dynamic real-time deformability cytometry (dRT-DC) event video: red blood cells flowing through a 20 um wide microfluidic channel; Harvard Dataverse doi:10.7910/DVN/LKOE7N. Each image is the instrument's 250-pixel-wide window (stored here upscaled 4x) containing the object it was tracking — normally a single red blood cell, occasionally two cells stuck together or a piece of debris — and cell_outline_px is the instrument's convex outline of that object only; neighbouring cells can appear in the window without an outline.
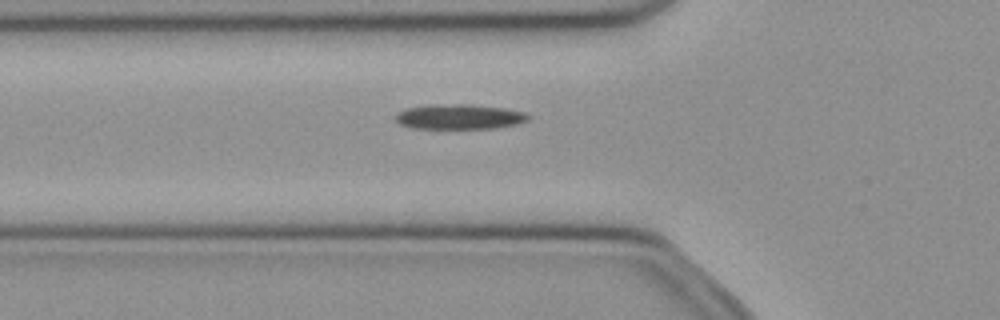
{"species": "common noctule bat (a hibernating species)", "species_latin": "Nyctalus noctula", "temperature_condition": "cold", "stored_images_in_passage": 48, "camera_frame_rate_fps": 3000, "um_per_image_px": 0.085, "animal": {"sex": "female", "body_mass_g": 21.9}, "frame": {"image": 1, "passage_image": 15, "time_ms": 4.667, "image_size_px": [1000, 320], "cell_outline_px": [[532, 116], [528, 120], [516, 124], [496, 128], [412, 128], [400, 124], [396, 120], [396, 112], [408, 108], [456, 104], [468, 104], [504, 108], [524, 112]], "centroid_in_image_um": [39.1, 9.93], "position_along_channel_um": 86.7, "area_um2": 18.96}}
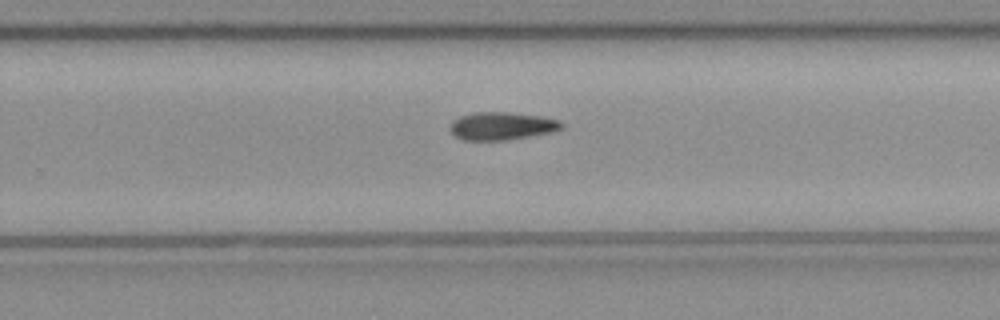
{"frame": {"image": 2, "passage_image": 30, "time_ms": 9.667, "image_size_px": [1000, 320], "cell_outline_px": [[564, 128], [552, 132], [508, 140], [464, 140], [456, 136], [448, 128], [452, 120], [460, 116], [476, 112], [508, 112], [540, 116], [560, 120], [564, 124]], "centroid_in_image_um": [42.66, 10.71], "position_along_channel_um": 287.1, "area_um2": 18.21}}
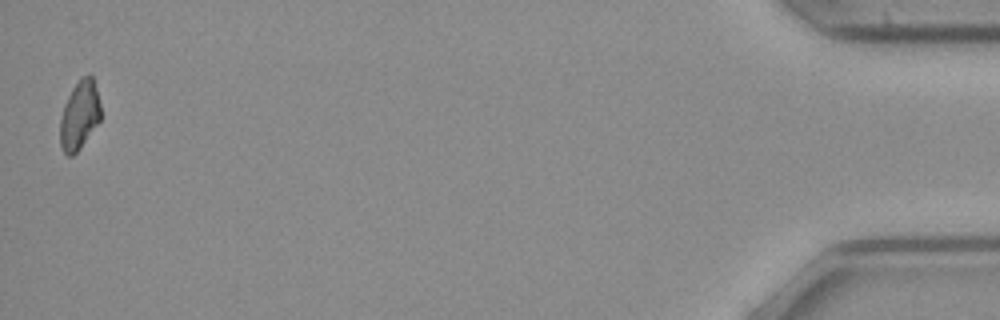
{"frame": {"image": 3, "passage_image": 48, "time_ms": 15.667, "image_size_px": [1000, 320], "cell_outline_px": [[100, 120], [80, 148], [72, 156], [68, 156], [64, 152], [60, 144], [60, 120], [64, 104], [72, 88], [84, 76], [92, 76], [100, 104]], "centroid_in_image_um": [6.74, 9.83], "position_along_channel_um": 428.5, "area_um2": 15.9}, "authors_computed_cell_mechanics": {"area_um2": 17.8891, "velocity_mm_per_s": 3.9962, "shape_relaxation_time_tau1_ms": 5.4974, "shape_relaxation_time_tau2_ms": null, "deformation_change_tau1": 0.138, "deformation_change_tau2": null}}